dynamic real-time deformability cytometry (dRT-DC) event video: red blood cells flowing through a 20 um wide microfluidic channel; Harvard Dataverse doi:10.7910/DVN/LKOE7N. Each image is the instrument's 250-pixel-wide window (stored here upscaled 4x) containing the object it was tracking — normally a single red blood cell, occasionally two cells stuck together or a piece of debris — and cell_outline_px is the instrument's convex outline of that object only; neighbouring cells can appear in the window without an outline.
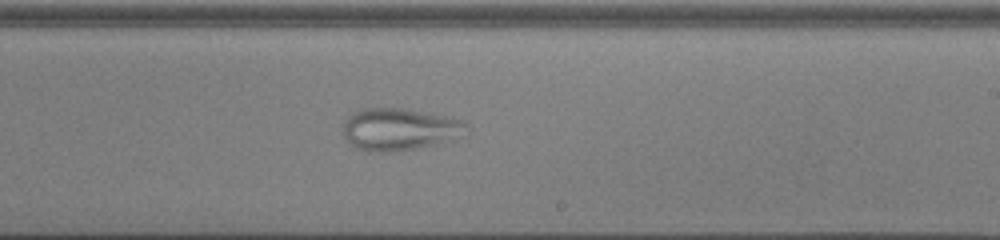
{"species": "common noctule bat (a hibernating species)", "species_latin": "Nyctalus noctula", "temperature_condition": "cold", "stored_images_in_passage": 54, "camera_frame_rate_fps": 3000, "um_per_image_px": 0.085, "animal": {"sex": "male", "body_mass_g": 13.0, "forearm_length_mm": 53.1}, "frame": {"image": 1, "passage_image": 34, "time_ms": 11.0, "image_size_px": [1000, 240], "cell_outline_px": [[468, 124], [464, 136], [436, 144], [416, 148], [380, 152], [368, 152], [356, 148], [344, 136], [344, 124], [348, 116], [352, 112], [364, 108], [404, 108], [452, 116], [464, 120]], "centroid_in_image_um": [34.01, 10.97], "position_along_channel_um": 255.0, "area_um2": 30.58}}
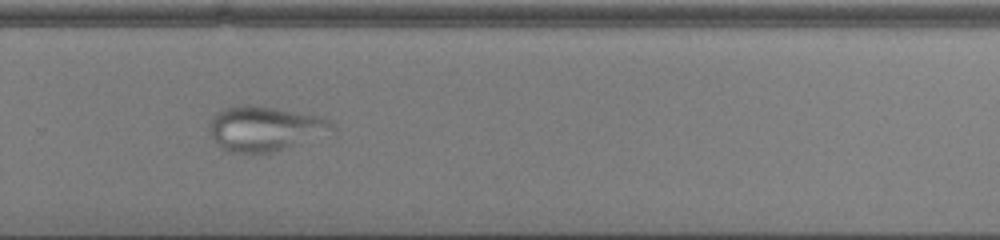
{"frame": {"image": 2, "passage_image": 38, "time_ms": 12.333, "image_size_px": [1000, 240], "cell_outline_px": [[336, 132], [272, 152], [252, 156], [228, 152], [220, 148], [212, 136], [208, 128], [208, 120], [216, 112], [224, 108], [248, 104], [320, 116], [332, 120], [336, 124]], "centroid_in_image_um": [22.51, 10.97], "position_along_channel_um": 307.3, "area_um2": 32.89}}
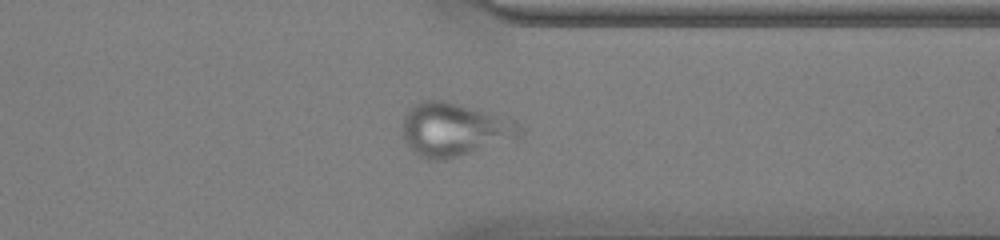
{"frame": {"image": 3, "passage_image": 43, "time_ms": 14.0, "image_size_px": [1000, 240], "cell_outline_px": [[524, 132], [520, 136], [444, 160], [428, 160], [420, 156], [404, 140], [404, 116], [420, 100], [440, 100], [456, 104], [516, 120], [524, 128]], "centroid_in_image_um": [38.62, 11.01], "position_along_channel_um": 372.8, "area_um2": 35.43}}